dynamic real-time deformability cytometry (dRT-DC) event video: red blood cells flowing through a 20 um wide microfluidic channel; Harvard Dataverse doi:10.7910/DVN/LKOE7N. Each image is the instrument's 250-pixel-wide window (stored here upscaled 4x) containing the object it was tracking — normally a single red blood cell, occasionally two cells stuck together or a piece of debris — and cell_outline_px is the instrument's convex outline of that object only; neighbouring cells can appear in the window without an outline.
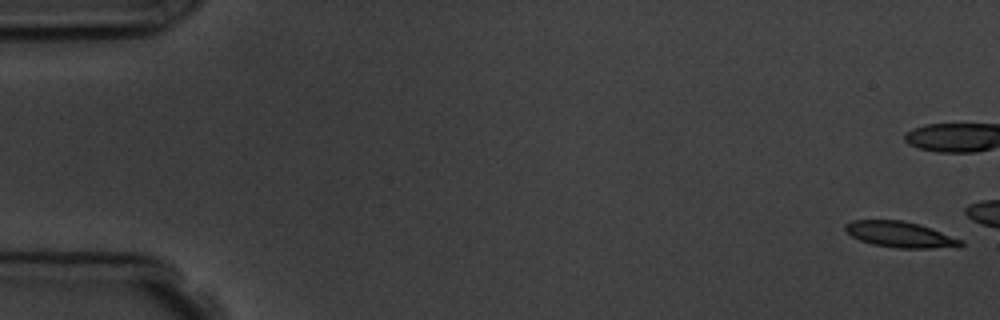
{"species": "common noctule bat (a hibernating species)", "species_latin": "Nyctalus noctula", "temperature_condition": "room temperature", "stored_images_in_passage": 5, "camera_frame_rate_fps": 3000, "um_per_image_px": 0.085, "animal": {"sex": "male", "body_mass_g": 19.5, "forearm_length_mm": 54.6}, "frame": {"image": 1, "passage_image": 1, "time_ms": 0.0, "image_size_px": [1000, 320], "cell_outline_px": [[964, 244], [960, 248], [896, 248], [872, 244], [860, 240], [852, 236], [844, 228], [844, 224], [852, 220], [904, 220], [920, 224], [932, 228], [964, 240]], "centroid_in_image_um": [76.59, 19.94], "position_along_channel_um": 8.4, "area_um2": 17.74}}